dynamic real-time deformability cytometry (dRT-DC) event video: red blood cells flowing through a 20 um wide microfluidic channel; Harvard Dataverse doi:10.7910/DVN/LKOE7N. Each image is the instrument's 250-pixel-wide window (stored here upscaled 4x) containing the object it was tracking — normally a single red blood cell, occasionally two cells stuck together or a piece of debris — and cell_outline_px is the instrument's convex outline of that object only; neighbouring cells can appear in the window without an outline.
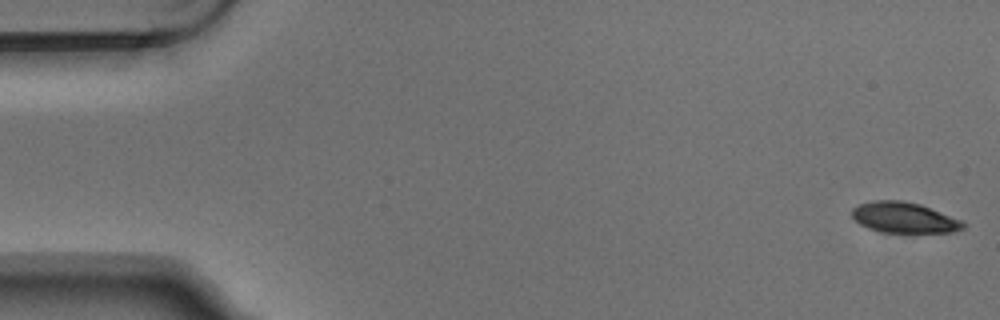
{"species": "Egyptian fruit bat (a non-hibernating species)", "species_latin": "Rousettus aegyptiacus", "temperature_condition": "warm", "stored_images_in_passage": 5, "camera_frame_rate_fps": 3000, "um_per_image_px": 0.085, "animal": {"sex": "male"}, "frame": {"image": 1, "passage_image": 1, "time_ms": 0.0, "image_size_px": [1000, 320], "cell_outline_px": [[968, 224], [964, 228], [956, 232], [880, 232], [868, 228], [860, 224], [852, 216], [852, 208], [860, 204], [872, 200], [904, 200], [920, 204], [964, 220]], "centroid_in_image_um": [76.9, 18.49], "position_along_channel_um": 8.1, "area_um2": 20.11}}